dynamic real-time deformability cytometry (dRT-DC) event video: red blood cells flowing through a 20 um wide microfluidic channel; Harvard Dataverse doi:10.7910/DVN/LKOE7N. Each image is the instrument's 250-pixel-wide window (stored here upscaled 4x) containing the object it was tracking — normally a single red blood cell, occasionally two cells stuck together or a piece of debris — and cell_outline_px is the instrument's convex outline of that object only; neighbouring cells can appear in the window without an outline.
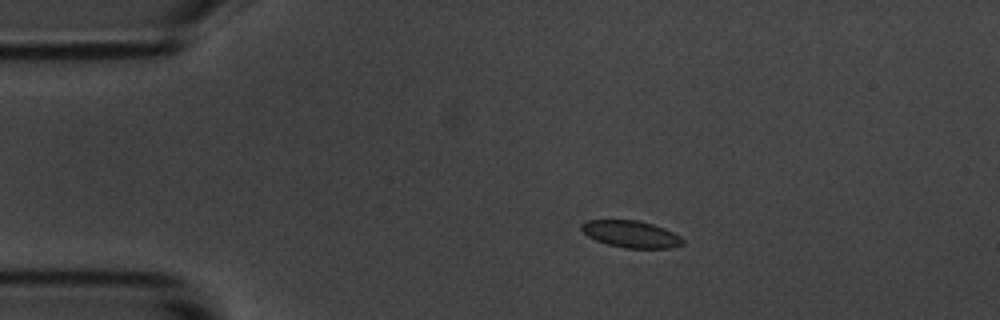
{"species": "common noctule bat (a hibernating species)", "species_latin": "Nyctalus noctula", "temperature_condition": "room temperature", "stored_images_in_passage": 10, "camera_frame_rate_fps": 3000, "um_per_image_px": 0.085, "animal": {"sex": "male", "body_mass_g": 20.1, "forearm_length_mm": 53.5}, "frame": {"image": 1, "passage_image": 4, "time_ms": 3.333, "image_size_px": [1000, 320], "cell_outline_px": [[684, 244], [672, 248], [624, 248], [608, 244], [596, 240], [588, 236], [580, 228], [580, 224], [584, 220], [636, 220], [652, 224], [664, 228], [680, 236], [684, 240]], "centroid_in_image_um": [53.63, 19.9], "position_along_channel_um": 31.4, "area_um2": 15.9}}
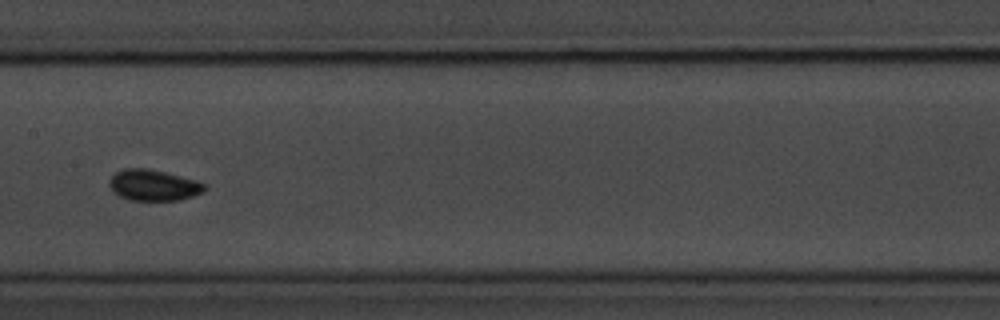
{"frame": {"image": 2, "passage_image": 9, "time_ms": 9.333, "image_size_px": [1000, 320], "cell_outline_px": [[208, 188], [204, 192], [180, 200], [128, 200], [112, 192], [108, 184], [108, 180], [116, 172], [124, 168], [148, 168], [196, 180], [204, 184]], "centroid_in_image_um": [13.02, 15.74], "position_along_channel_um": 194.4, "area_um2": 17.34}}
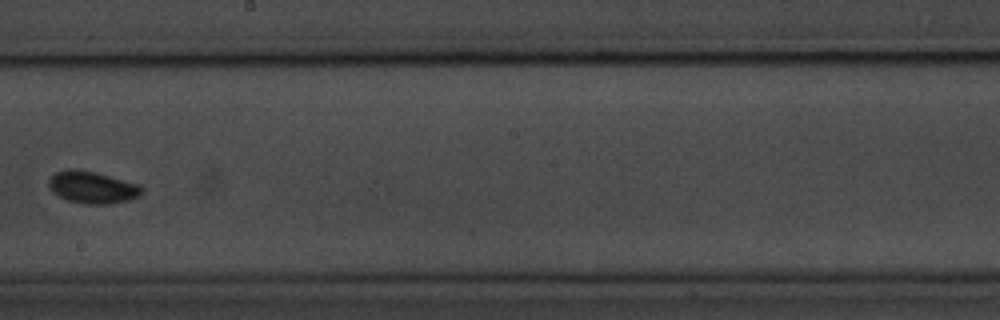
{"frame": {"image": 3, "passage_image": 10, "time_ms": 10.667, "image_size_px": [1000, 320], "cell_outline_px": [[144, 192], [140, 196], [128, 200], [108, 204], [84, 204], [68, 200], [52, 192], [48, 184], [48, 180], [56, 172], [72, 168], [76, 168], [96, 172], [140, 184], [144, 188]], "centroid_in_image_um": [7.88, 15.92], "position_along_channel_um": 240.3, "area_um2": 17.57}}